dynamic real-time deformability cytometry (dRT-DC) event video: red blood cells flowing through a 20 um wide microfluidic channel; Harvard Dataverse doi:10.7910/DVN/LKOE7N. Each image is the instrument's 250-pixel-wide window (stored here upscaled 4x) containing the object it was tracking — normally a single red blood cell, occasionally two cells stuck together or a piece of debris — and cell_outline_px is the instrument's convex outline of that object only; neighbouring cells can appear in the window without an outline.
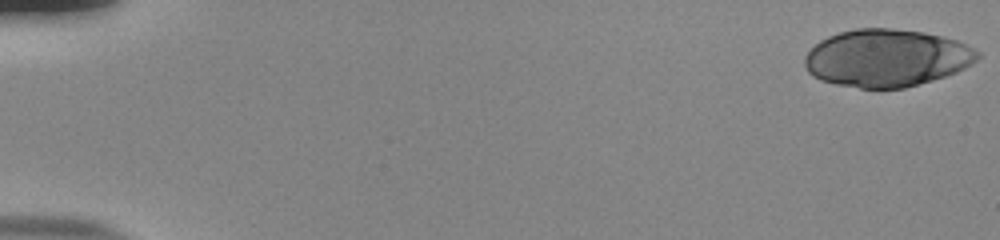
{"species": "human", "species_latin": "Homo sapiens", "temperature_condition": "room temperature", "stored_images_in_passage": 54, "camera_frame_rate_fps": 3000, "um_per_image_px": 0.085, "donor": {"sex": "male"}, "frame": {"image": 1, "passage_image": 1, "time_ms": 0.0, "image_size_px": [1000, 240], "cell_outline_px": [[980, 56], [976, 60], [964, 68], [956, 72], [932, 80], [904, 88], [860, 88], [836, 84], [820, 80], [812, 76], [808, 72], [804, 64], [804, 56], [820, 40], [828, 36], [840, 32], [856, 28], [892, 28], [924, 32], [956, 40], [980, 52]], "centroid_in_image_um": [75.33, 4.93], "position_along_channel_um": 9.7, "area_um2": 57.74}}
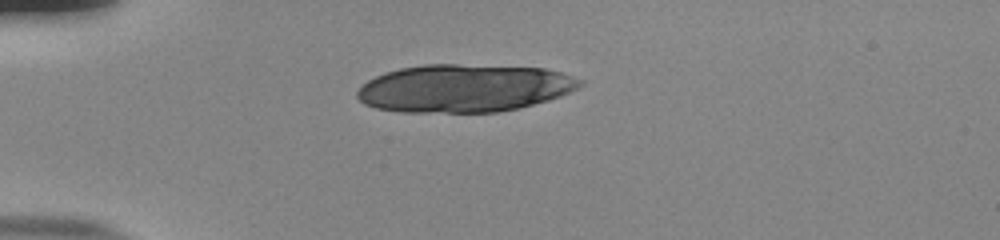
{"frame": {"image": 2, "passage_image": 15, "time_ms": 4.667, "image_size_px": [1000, 240], "cell_outline_px": [[584, 84], [560, 96], [548, 100], [520, 108], [496, 112], [400, 112], [376, 108], [364, 104], [356, 96], [356, 92], [368, 80], [376, 76], [400, 68], [424, 64], [456, 64], [544, 68], [560, 72], [584, 80]], "centroid_in_image_um": [39.45, 7.5], "position_along_channel_um": 45.5, "area_um2": 62.02}}
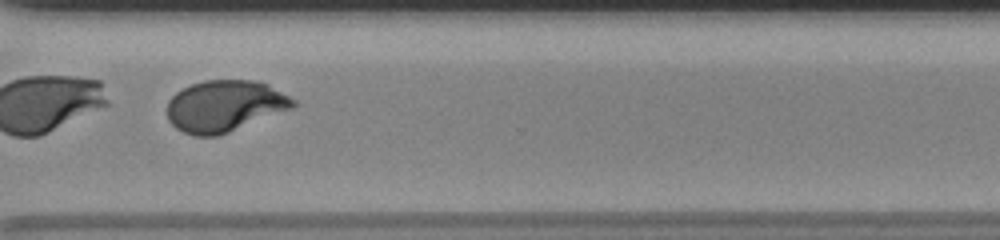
{"frame": {"image": 3, "passage_image": 42, "time_ms": 13.667, "image_size_px": [1000, 240], "cell_outline_px": [[300, 104], [292, 108], [220, 136], [196, 136], [184, 132], [176, 128], [168, 120], [168, 100], [176, 92], [192, 84], [204, 80], [256, 80], [268, 84], [296, 100]], "centroid_in_image_um": [19.12, 9.01], "position_along_channel_um": 351.5, "area_um2": 37.92}}